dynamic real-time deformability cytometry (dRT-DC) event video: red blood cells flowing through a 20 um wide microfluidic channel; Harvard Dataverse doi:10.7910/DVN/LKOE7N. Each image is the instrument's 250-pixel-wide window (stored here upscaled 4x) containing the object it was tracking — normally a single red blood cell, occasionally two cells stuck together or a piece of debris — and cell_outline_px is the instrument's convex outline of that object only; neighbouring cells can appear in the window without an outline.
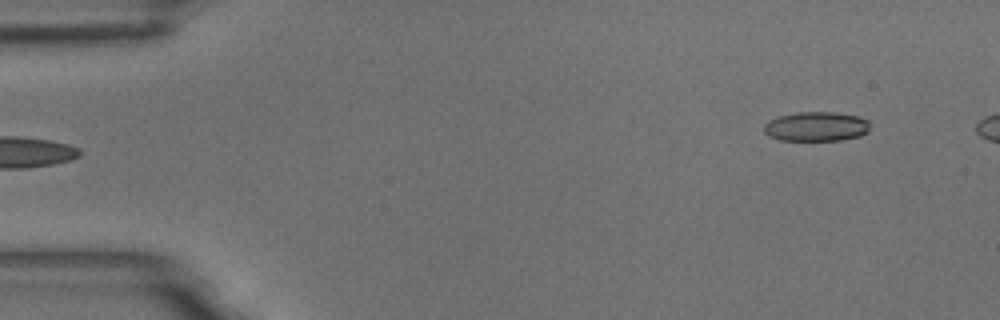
{"species": "common noctule bat (a hibernating species)", "species_latin": "Nyctalus noctula", "temperature_condition": "room temperature", "stored_images_in_passage": 6, "segment_of_instrument_passage": [2, 2], "camera_frame_rate_fps": 3000, "um_per_image_px": 0.085, "animal": {"sex": "male", "body_mass_g": 18.8}, "frame": {"image": 1, "passage_image": 6, "time_ms": 1.667, "image_size_px": [1000, 320], "cell_outline_px": [[868, 132], [860, 136], [840, 140], [780, 140], [768, 136], [764, 132], [764, 124], [768, 120], [780, 116], [796, 112], [832, 112], [860, 116], [868, 120]], "centroid_in_image_um": [69.37, 10.75], "position_along_channel_um": 15.6, "area_um2": 18.26}}